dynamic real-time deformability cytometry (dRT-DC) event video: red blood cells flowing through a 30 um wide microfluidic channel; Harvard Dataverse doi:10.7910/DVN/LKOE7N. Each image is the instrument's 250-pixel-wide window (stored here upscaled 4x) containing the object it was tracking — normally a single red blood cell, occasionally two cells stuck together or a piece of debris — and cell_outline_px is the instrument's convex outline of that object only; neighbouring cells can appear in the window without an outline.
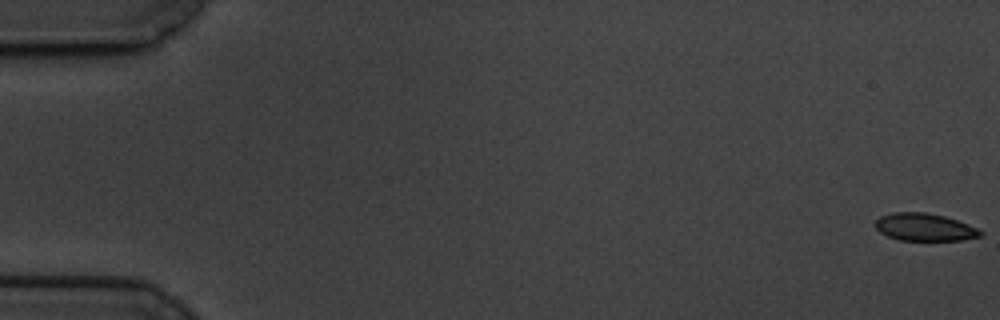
{"species": "common noctule bat (a hibernating species)", "species_latin": "Nyctalus noctula", "temperature_condition": "cold", "stored_images_in_passage": 60, "camera_frame_rate_fps": 3000, "um_per_image_px": 0.085, "animal": {"sex": "male", "body_mass_g": 19.5, "forearm_length_mm": 54.6}, "frame": {"image": 1, "passage_image": 1, "time_ms": 0.0, "image_size_px": [1000, 320], "cell_outline_px": [[984, 232], [980, 236], [960, 240], [900, 240], [888, 236], [880, 232], [876, 228], [876, 220], [880, 216], [892, 212], [924, 212], [944, 216], [968, 224]], "centroid_in_image_um": [78.57, 19.3], "position_along_channel_um": 6.4, "area_um2": 16.7}}
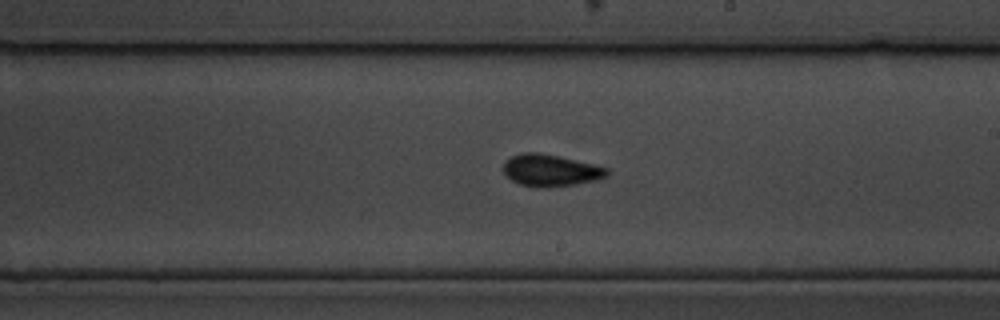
{"frame": {"image": 2, "passage_image": 35, "time_ms": 11.333, "image_size_px": [1000, 320], "cell_outline_px": [[608, 176], [596, 180], [576, 184], [548, 188], [536, 188], [520, 184], [504, 176], [504, 164], [512, 156], [524, 152], [536, 152], [596, 164], [608, 168]], "centroid_in_image_um": [46.81, 14.5], "position_along_channel_um": 242.2, "area_um2": 19.31}}
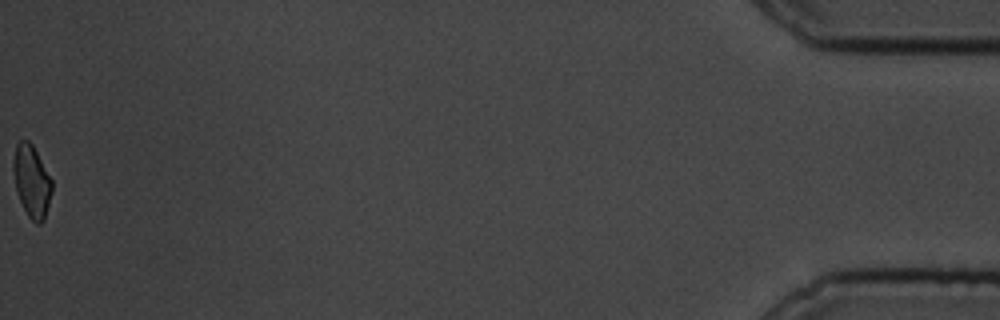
{"frame": {"image": 3, "passage_image": 60, "time_ms": 19.667, "image_size_px": [1000, 320], "cell_outline_px": [[52, 192], [44, 220], [40, 224], [36, 224], [28, 216], [16, 192], [12, 168], [12, 164], [16, 144], [20, 140], [28, 140], [32, 144], [52, 180]], "centroid_in_image_um": [2.68, 15.4], "position_along_channel_um": 432.5, "area_um2": 16.24}, "authors_computed_cell_mechanics": {"area_um2": 17.6868, "velocity_mm_per_s": 3.436, "shape_relaxation_time_tau1_ms": 2.5698, "shape_relaxation_time_tau2_ms": 7.6506, "deformation_change_tau1": 0.0653, "deformation_change_tau2": 0.0675}}